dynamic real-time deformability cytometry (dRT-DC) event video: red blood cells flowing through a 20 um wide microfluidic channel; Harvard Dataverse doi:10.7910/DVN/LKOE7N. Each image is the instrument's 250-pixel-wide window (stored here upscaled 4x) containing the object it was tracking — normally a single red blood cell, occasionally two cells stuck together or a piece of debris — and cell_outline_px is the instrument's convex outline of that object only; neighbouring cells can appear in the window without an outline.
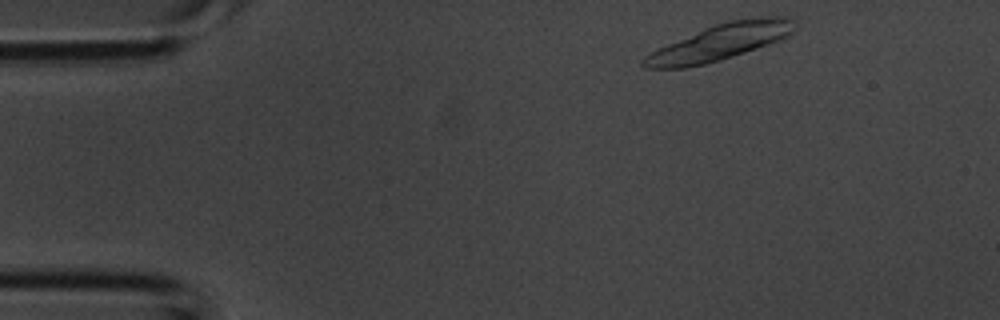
{"species": "common noctule bat (a hibernating species)", "species_latin": "Nyctalus noctula", "temperature_condition": "room temperature", "stored_images_in_passage": 34, "segment_of_instrument_passage": [1, 2], "camera_frame_rate_fps": 3000, "um_per_image_px": 0.085, "animal": {"sex": "male", "body_mass_g": 20.1, "forearm_length_mm": 53.5}, "frame": {"image": 1, "passage_image": 1, "time_ms": 0.0, "image_size_px": [1000, 320], "cell_outline_px": [[796, 28], [792, 32], [776, 40], [744, 52], [720, 60], [704, 64], [684, 68], [644, 68], [640, 64], [640, 60], [644, 56], [668, 44], [704, 28], [728, 20], [768, 16], [784, 16], [792, 20]], "centroid_in_image_um": [61.14, 3.59], "position_along_channel_um": 23.9, "area_um2": 30.98}}